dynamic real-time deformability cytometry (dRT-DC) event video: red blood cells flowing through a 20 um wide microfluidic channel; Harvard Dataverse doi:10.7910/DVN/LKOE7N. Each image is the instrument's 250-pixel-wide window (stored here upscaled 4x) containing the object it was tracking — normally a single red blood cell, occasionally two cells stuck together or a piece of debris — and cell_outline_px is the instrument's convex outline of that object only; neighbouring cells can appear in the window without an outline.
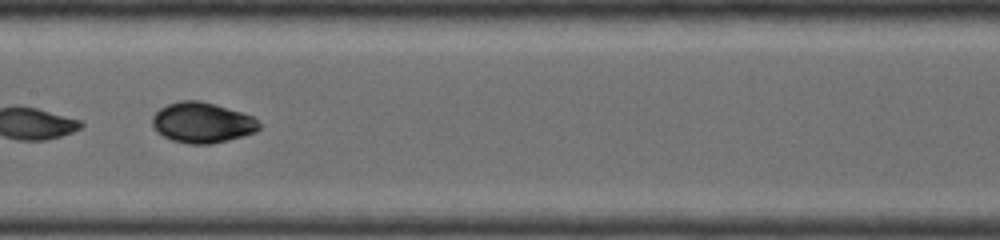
{"species": "common noctule bat (a hibernating species)", "species_latin": "Nyctalus noctula", "temperature_condition": "warm", "stored_images_in_passage": 19, "camera_frame_rate_fps": 5000, "um_per_image_px": 0.085, "animal": {"sex": "female", "body_mass_g": 19.0, "forearm_length_mm": 53.3}, "frame": {"image": 1, "passage_image": 9, "time_ms": 1.6, "image_size_px": [1000, 240], "cell_outline_px": [[260, 128], [256, 132], [244, 136], [212, 144], [188, 144], [172, 140], [156, 132], [152, 128], [152, 116], [160, 108], [168, 104], [180, 100], [200, 100], [240, 112], [252, 116], [260, 124]], "centroid_in_image_um": [17.16, 10.43], "position_along_channel_um": 190.2, "area_um2": 25.26}}